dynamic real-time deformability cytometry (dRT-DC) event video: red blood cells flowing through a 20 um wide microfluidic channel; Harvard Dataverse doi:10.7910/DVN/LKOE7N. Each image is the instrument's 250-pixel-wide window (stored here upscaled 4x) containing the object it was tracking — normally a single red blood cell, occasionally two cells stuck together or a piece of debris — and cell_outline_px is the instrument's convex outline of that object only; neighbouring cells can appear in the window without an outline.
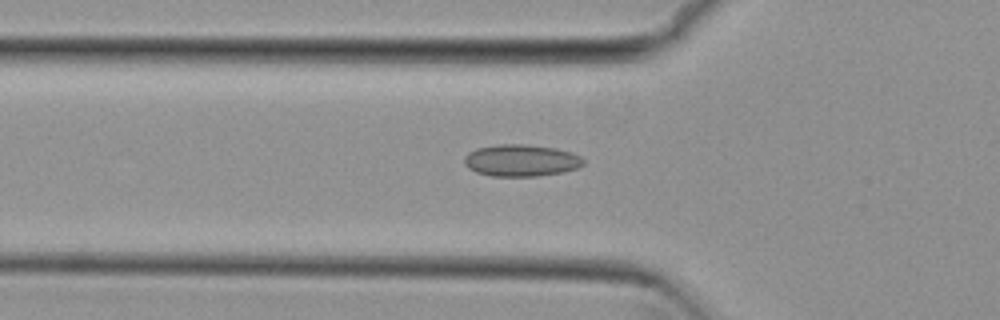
{"species": "common noctule bat (a hibernating species)", "species_latin": "Nyctalus noctula", "temperature_condition": "cold", "stored_images_in_passage": 46, "camera_frame_rate_fps": 3000, "um_per_image_px": 0.085, "animal": {"sex": "female", "body_mass_g": 29.2, "forearm_length_mm": 56.3}, "frame": {"image": 1, "passage_image": 14, "time_ms": 4.333, "image_size_px": [1000, 320], "cell_outline_px": [[584, 164], [576, 168], [564, 172], [536, 176], [492, 176], [476, 172], [468, 168], [464, 164], [464, 156], [468, 152], [476, 148], [500, 144], [524, 144], [556, 148], [572, 152], [580, 156], [584, 160]], "centroid_in_image_um": [44.28, 13.63], "position_along_channel_um": 81.5, "area_um2": 22.25}}
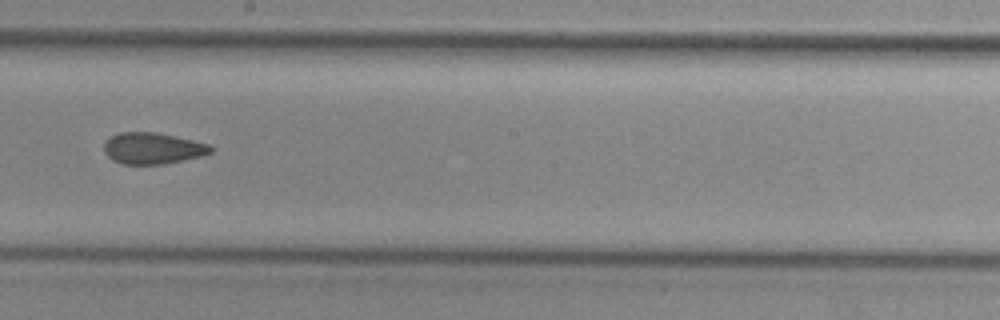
{"frame": {"image": 2, "passage_image": 26, "time_ms": 8.333, "image_size_px": [1000, 320], "cell_outline_px": [[216, 148], [212, 152], [200, 156], [164, 164], [124, 164], [112, 160], [104, 152], [104, 144], [112, 136], [120, 132], [156, 132], [192, 140], [208, 144]], "centroid_in_image_um": [12.99, 12.61], "position_along_channel_um": 235.2, "area_um2": 19.36}}
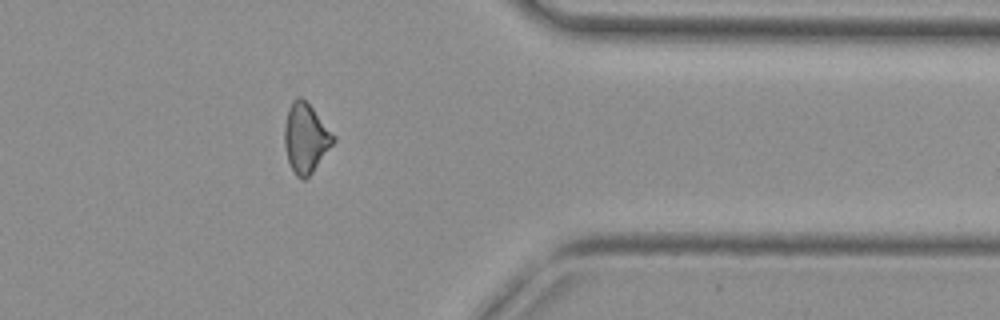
{"frame": {"image": 3, "passage_image": 39, "time_ms": 12.667, "image_size_px": [1000, 320], "cell_outline_px": [[336, 140], [312, 172], [304, 180], [300, 180], [292, 172], [288, 160], [284, 144], [284, 124], [288, 108], [292, 100], [296, 96], [300, 96], [312, 108], [336, 136]], "centroid_in_image_um": [25.96, 11.74], "position_along_channel_um": 385.4, "area_um2": 19.83}, "authors_computed_cell_mechanics": {"area_um2": 20.23, "velocity_mm_per_s": 3.8302, "shape_relaxation_time_tau1_ms": null, "shape_relaxation_time_tau2_ms": 2.6406, "deformation_change_tau1": null, "deformation_change_tau2": 0.0891}}